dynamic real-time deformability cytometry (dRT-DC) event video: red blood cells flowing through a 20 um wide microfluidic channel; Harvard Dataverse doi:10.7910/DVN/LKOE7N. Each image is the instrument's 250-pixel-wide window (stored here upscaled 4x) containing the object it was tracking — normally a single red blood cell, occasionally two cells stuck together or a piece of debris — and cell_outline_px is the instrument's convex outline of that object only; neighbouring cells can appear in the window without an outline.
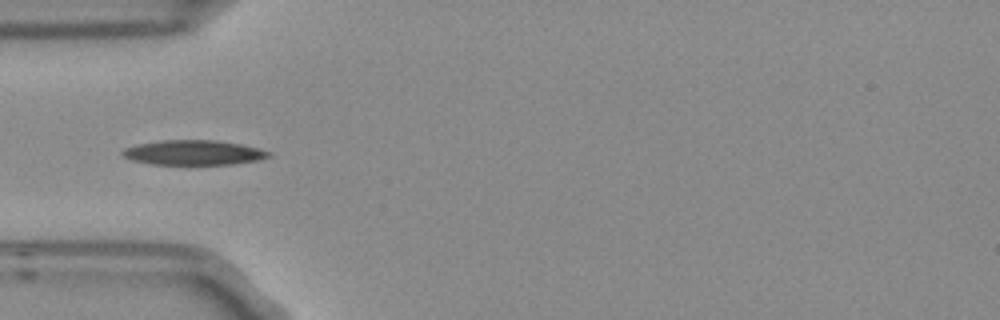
{"species": "Egyptian fruit bat (a non-hibernating species)", "species_latin": "Rousettus aegyptiacus", "temperature_condition": "room temperature", "stored_images_in_passage": 6, "camera_frame_rate_fps": 3000, "um_per_image_px": 0.085, "frame": {"image": 1, "passage_image": 5, "time_ms": 1.333, "image_size_px": [1000, 320], "cell_outline_px": [[272, 156], [256, 160], [232, 164], [152, 164], [132, 160], [124, 156], [120, 152], [124, 148], [140, 144], [160, 140], [216, 140], [240, 144], [272, 152]], "centroid_in_image_um": [16.45, 12.97], "position_along_channel_um": 68.6, "area_um2": 20.92}}